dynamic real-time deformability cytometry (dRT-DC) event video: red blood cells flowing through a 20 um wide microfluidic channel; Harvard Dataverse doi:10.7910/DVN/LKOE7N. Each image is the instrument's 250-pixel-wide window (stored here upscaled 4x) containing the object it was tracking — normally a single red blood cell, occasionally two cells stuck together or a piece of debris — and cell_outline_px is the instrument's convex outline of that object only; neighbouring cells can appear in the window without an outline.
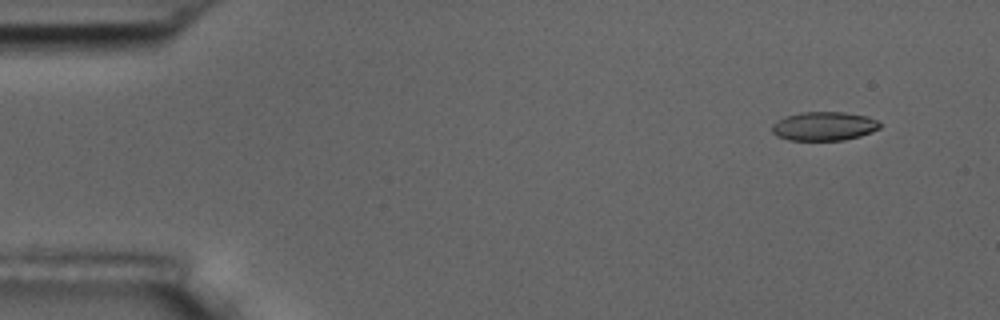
{"species": "common noctule bat (a hibernating species)", "species_latin": "Nyctalus noctula", "temperature_condition": "room temperature", "stored_images_in_passage": 5, "camera_frame_rate_fps": 3000, "um_per_image_px": 0.085, "animal": {"sex": "male", "body_mass_g": 17.5, "forearm_length_mm": 52.3}, "frame": {"image": 1, "passage_image": 2, "time_ms": 1.333, "image_size_px": [1000, 320], "cell_outline_px": [[880, 128], [872, 132], [860, 136], [844, 140], [788, 140], [776, 136], [772, 132], [772, 124], [776, 120], [784, 116], [804, 112], [844, 112], [868, 116], [876, 120], [880, 124]], "centroid_in_image_um": [70.02, 10.72], "position_along_channel_um": 15.0, "area_um2": 18.26}}
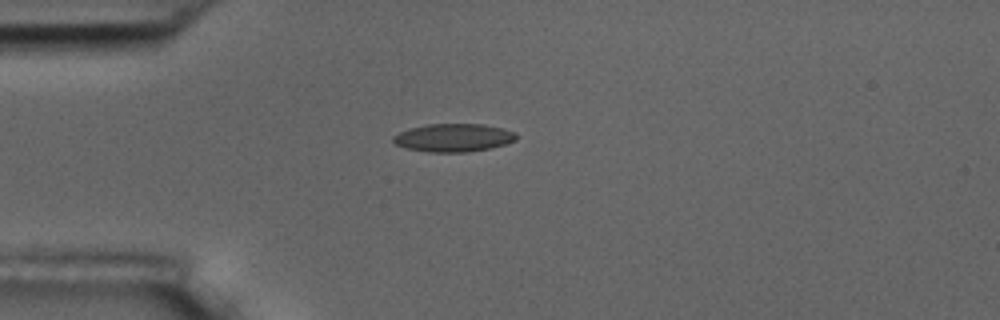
{"frame": {"image": 2, "passage_image": 5, "time_ms": 4.667, "image_size_px": [1000, 320], "cell_outline_px": [[516, 140], [504, 144], [488, 148], [464, 152], [428, 152], [408, 148], [396, 144], [392, 140], [392, 136], [408, 128], [428, 124], [484, 124], [516, 132]], "centroid_in_image_um": [38.52, 11.69], "position_along_channel_um": 46.5, "area_um2": 19.94}}